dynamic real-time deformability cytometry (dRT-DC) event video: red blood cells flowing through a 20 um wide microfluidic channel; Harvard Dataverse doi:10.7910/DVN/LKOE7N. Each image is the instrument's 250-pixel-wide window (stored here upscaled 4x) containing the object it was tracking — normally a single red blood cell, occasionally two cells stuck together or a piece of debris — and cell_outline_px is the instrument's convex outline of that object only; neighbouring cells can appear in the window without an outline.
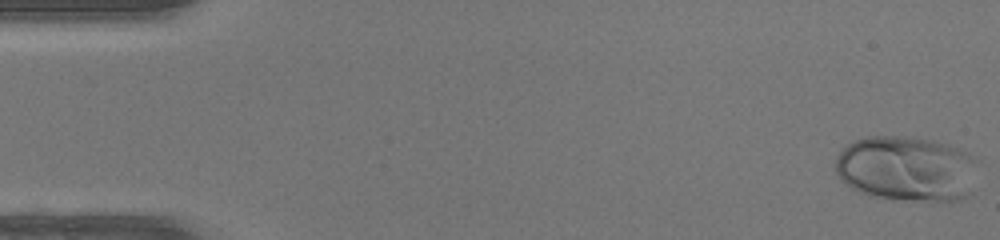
{"species": "human", "species_latin": "Homo sapiens", "temperature_condition": "warm", "stored_images_in_passage": 47, "camera_frame_rate_fps": 3000, "um_per_image_px": 0.085, "donor": {"sex": "female"}, "frame": {"image": 1, "passage_image": 1, "time_ms": 0.0, "image_size_px": [1000, 240], "cell_outline_px": [[980, 160], [968, 192], [964, 196], [956, 200], [908, 200], [868, 196], [852, 188], [840, 180], [836, 172], [836, 160], [840, 152], [848, 144], [856, 140], [868, 136], [904, 136], [928, 140], [948, 144]], "centroid_in_image_um": [77.03, 14.33], "position_along_channel_um": 8.0, "area_um2": 53.93}}
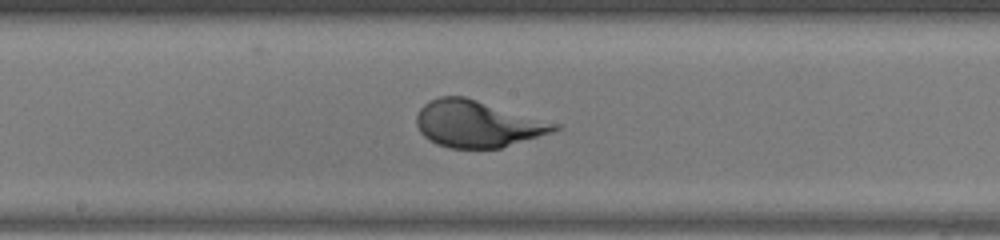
{"frame": {"image": 2, "passage_image": 25, "time_ms": 8.0, "image_size_px": [1000, 240], "cell_outline_px": [[560, 128], [552, 132], [500, 148], [448, 148], [436, 144], [428, 140], [420, 132], [416, 124], [416, 116], [420, 108], [424, 104], [440, 96], [464, 96], [560, 124]], "centroid_in_image_um": [40.55, 10.53], "position_along_channel_um": 207.6, "area_um2": 37.34}}
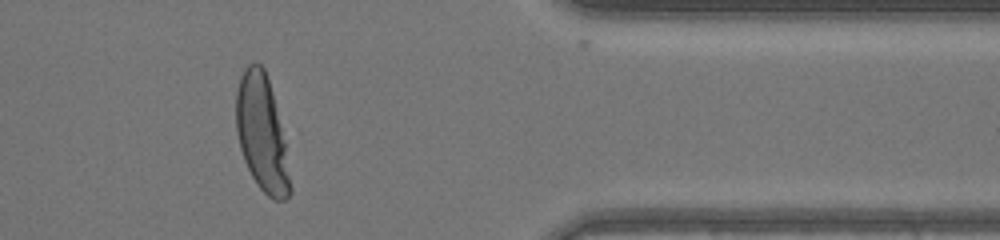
{"frame": {"image": 3, "passage_image": 39, "time_ms": 12.667, "image_size_px": [1000, 240], "cell_outline_px": [[292, 192], [284, 200], [276, 200], [268, 196], [260, 188], [252, 176], [244, 160], [240, 148], [236, 132], [236, 92], [240, 76], [244, 68], [248, 64], [260, 64], [264, 68], [272, 92], [284, 144], [292, 188]], "centroid_in_image_um": [22.23, 11.35], "position_along_channel_um": 389.2, "area_um2": 35.84}}